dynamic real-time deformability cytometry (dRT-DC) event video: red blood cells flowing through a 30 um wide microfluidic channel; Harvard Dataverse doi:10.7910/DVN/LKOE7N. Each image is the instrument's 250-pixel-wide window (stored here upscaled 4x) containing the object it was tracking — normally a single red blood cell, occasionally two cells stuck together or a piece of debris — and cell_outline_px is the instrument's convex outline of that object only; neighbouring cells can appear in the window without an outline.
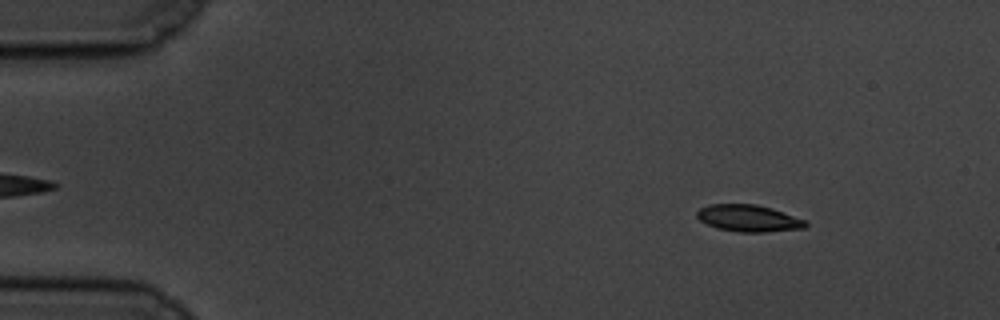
{"species": "common noctule bat (a hibernating species)", "species_latin": "Nyctalus noctula", "temperature_condition": "cold", "stored_images_in_passage": 58, "camera_frame_rate_fps": 3000, "um_per_image_px": 0.085, "animal": {"sex": "male", "body_mass_g": 19.5, "forearm_length_mm": 54.6}, "frame": {"image": 1, "passage_image": 7, "time_ms": 2.0, "image_size_px": [1000, 320], "cell_outline_px": [[808, 224], [804, 228], [764, 232], [740, 232], [716, 228], [700, 220], [696, 216], [696, 212], [700, 208], [708, 204], [756, 204], [772, 208], [804, 220]], "centroid_in_image_um": [63.59, 18.54], "position_along_channel_um": 21.4, "area_um2": 16.88}}
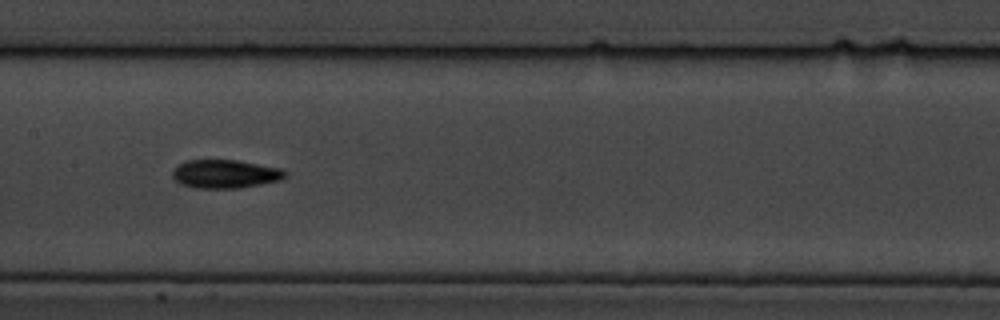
{"frame": {"image": 2, "passage_image": 29, "time_ms": 9.333, "image_size_px": [1000, 320], "cell_outline_px": [[288, 176], [280, 180], [240, 188], [192, 188], [180, 184], [172, 176], [172, 172], [180, 164], [188, 160], [236, 160], [284, 168], [288, 172]], "centroid_in_image_um": [19.2, 14.79], "position_along_channel_um": 188.2, "area_um2": 18.84}}
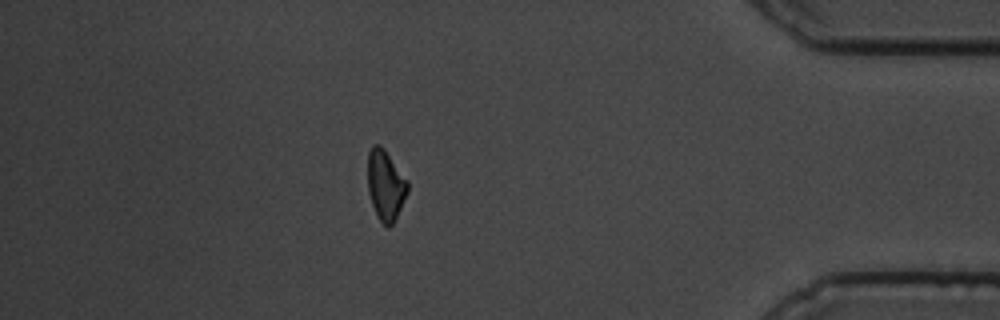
{"frame": {"image": 3, "passage_image": 51, "time_ms": 16.667, "image_size_px": [1000, 320], "cell_outline_px": [[408, 192], [392, 224], [388, 228], [376, 216], [368, 192], [368, 152], [372, 144], [380, 144], [384, 148], [408, 180]], "centroid_in_image_um": [32.76, 15.7], "position_along_channel_um": 402.4, "area_um2": 16.36}, "authors_computed_cell_mechanics": {"area_um2": 17.2244, "velocity_mm_per_s": 3.4349, "shape_relaxation_time_tau1_ms": 2.1973, "shape_relaxation_time_tau2_ms": 6.3131, "deformation_change_tau1": 0.1046, "deformation_change_tau2": 0.1156}}